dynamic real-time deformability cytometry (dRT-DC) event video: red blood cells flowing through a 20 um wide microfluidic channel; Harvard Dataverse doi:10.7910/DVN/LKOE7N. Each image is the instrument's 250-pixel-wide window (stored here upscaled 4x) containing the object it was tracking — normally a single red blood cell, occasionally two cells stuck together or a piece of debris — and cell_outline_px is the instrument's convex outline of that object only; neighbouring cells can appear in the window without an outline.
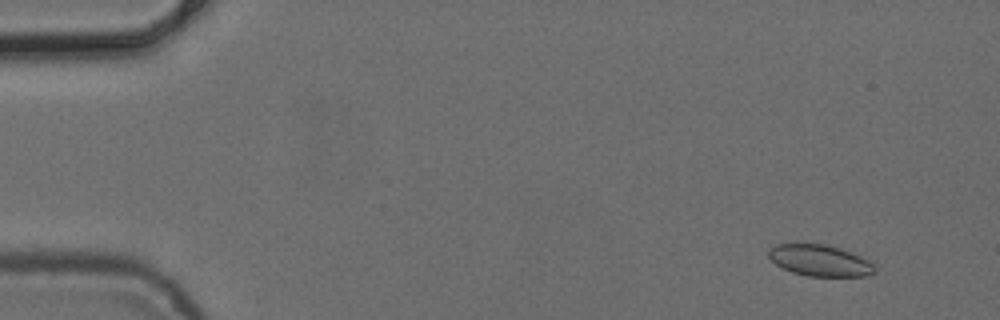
{"species": "common noctule bat (a hibernating species)", "species_latin": "Nyctalus noctula", "temperature_condition": "cold", "stored_images_in_passage": 6, "camera_frame_rate_fps": 3000, "um_per_image_px": 0.085, "animal": {"sex": "female", "body_mass_g": 24.6, "forearm_length_mm": 56.2}, "frame": {"image": 1, "passage_image": 2, "time_ms": 1.333, "image_size_px": [1000, 320], "cell_outline_px": [[876, 272], [868, 276], [808, 276], [792, 272], [776, 264], [768, 256], [768, 248], [776, 244], [824, 244], [840, 248], [860, 256], [876, 264]], "centroid_in_image_um": [69.72, 22.14], "position_along_channel_um": 15.3, "area_um2": 19.42}}
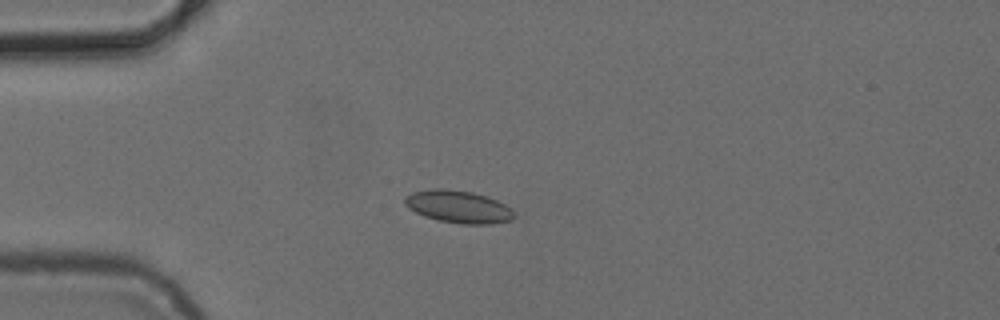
{"frame": {"image": 2, "passage_image": 5, "time_ms": 4.667, "image_size_px": [1000, 320], "cell_outline_px": [[516, 216], [512, 220], [492, 224], [460, 224], [440, 220], [424, 216], [408, 208], [404, 204], [404, 196], [412, 192], [432, 188], [440, 188], [472, 192], [488, 196], [504, 204]], "centroid_in_image_um": [38.93, 17.57], "position_along_channel_um": 46.1, "area_um2": 20.69}}
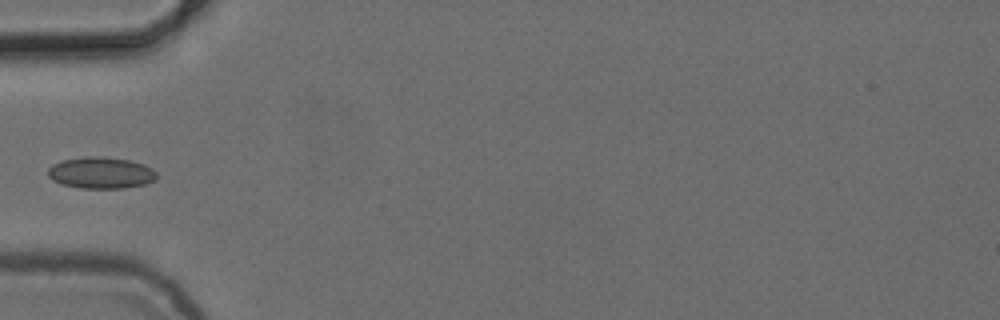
{"frame": {"image": 3, "passage_image": 6, "time_ms": 6.0, "image_size_px": [1000, 320], "cell_outline_px": [[156, 180], [144, 184], [124, 188], [80, 188], [64, 184], [52, 180], [48, 176], [48, 168], [52, 164], [60, 160], [84, 156], [104, 156], [132, 160], [144, 164], [152, 168], [156, 172]], "centroid_in_image_um": [8.58, 14.67], "position_along_channel_um": 76.4, "area_um2": 20.23}}